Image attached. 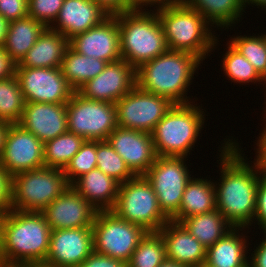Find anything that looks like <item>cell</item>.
Segmentation results:
<instances>
[{
	"instance_id": "6da1fadb",
	"label": "cell",
	"mask_w": 266,
	"mask_h": 267,
	"mask_svg": "<svg viewBox=\"0 0 266 267\" xmlns=\"http://www.w3.org/2000/svg\"><path fill=\"white\" fill-rule=\"evenodd\" d=\"M236 147V143L234 145L233 142L228 143V141L223 146L222 182L220 187L215 186L216 209L232 225L233 229L243 228L254 219L257 186L261 174L265 173L258 159L254 163L255 170L245 163ZM257 171L261 172L259 177Z\"/></svg>"
},
{
	"instance_id": "7a4b0ae2",
	"label": "cell",
	"mask_w": 266,
	"mask_h": 267,
	"mask_svg": "<svg viewBox=\"0 0 266 267\" xmlns=\"http://www.w3.org/2000/svg\"><path fill=\"white\" fill-rule=\"evenodd\" d=\"M51 229L42 212L11 210L4 215L0 266L44 263Z\"/></svg>"
},
{
	"instance_id": "3957f363",
	"label": "cell",
	"mask_w": 266,
	"mask_h": 267,
	"mask_svg": "<svg viewBox=\"0 0 266 267\" xmlns=\"http://www.w3.org/2000/svg\"><path fill=\"white\" fill-rule=\"evenodd\" d=\"M200 61L191 53L167 50L136 69V85L173 104H188L183 96Z\"/></svg>"
},
{
	"instance_id": "277c9868",
	"label": "cell",
	"mask_w": 266,
	"mask_h": 267,
	"mask_svg": "<svg viewBox=\"0 0 266 267\" xmlns=\"http://www.w3.org/2000/svg\"><path fill=\"white\" fill-rule=\"evenodd\" d=\"M121 59L135 70L168 50L157 12L140 9L117 14Z\"/></svg>"
},
{
	"instance_id": "5b68a950",
	"label": "cell",
	"mask_w": 266,
	"mask_h": 267,
	"mask_svg": "<svg viewBox=\"0 0 266 267\" xmlns=\"http://www.w3.org/2000/svg\"><path fill=\"white\" fill-rule=\"evenodd\" d=\"M157 16L168 50L188 52L202 61L216 44L217 39L206 28L209 22L185 2L160 6L157 8Z\"/></svg>"
},
{
	"instance_id": "8992f818",
	"label": "cell",
	"mask_w": 266,
	"mask_h": 267,
	"mask_svg": "<svg viewBox=\"0 0 266 267\" xmlns=\"http://www.w3.org/2000/svg\"><path fill=\"white\" fill-rule=\"evenodd\" d=\"M202 112L188 104H174L151 132L157 156L185 157L203 125Z\"/></svg>"
},
{
	"instance_id": "52a82bcc",
	"label": "cell",
	"mask_w": 266,
	"mask_h": 267,
	"mask_svg": "<svg viewBox=\"0 0 266 267\" xmlns=\"http://www.w3.org/2000/svg\"><path fill=\"white\" fill-rule=\"evenodd\" d=\"M111 211L147 232H158L169 221L161 211L153 187L144 175L119 184L117 200Z\"/></svg>"
},
{
	"instance_id": "ba28073f",
	"label": "cell",
	"mask_w": 266,
	"mask_h": 267,
	"mask_svg": "<svg viewBox=\"0 0 266 267\" xmlns=\"http://www.w3.org/2000/svg\"><path fill=\"white\" fill-rule=\"evenodd\" d=\"M70 186L63 170L42 167L13 176L12 210L41 212Z\"/></svg>"
},
{
	"instance_id": "9c48e42d",
	"label": "cell",
	"mask_w": 266,
	"mask_h": 267,
	"mask_svg": "<svg viewBox=\"0 0 266 267\" xmlns=\"http://www.w3.org/2000/svg\"><path fill=\"white\" fill-rule=\"evenodd\" d=\"M94 251L125 262L145 236L141 226L119 218L113 211H97L93 225Z\"/></svg>"
},
{
	"instance_id": "30bf717a",
	"label": "cell",
	"mask_w": 266,
	"mask_h": 267,
	"mask_svg": "<svg viewBox=\"0 0 266 267\" xmlns=\"http://www.w3.org/2000/svg\"><path fill=\"white\" fill-rule=\"evenodd\" d=\"M68 132L85 140H107L118 127L115 103L90 100L75 91L66 103Z\"/></svg>"
},
{
	"instance_id": "8fae6325",
	"label": "cell",
	"mask_w": 266,
	"mask_h": 267,
	"mask_svg": "<svg viewBox=\"0 0 266 267\" xmlns=\"http://www.w3.org/2000/svg\"><path fill=\"white\" fill-rule=\"evenodd\" d=\"M183 160L184 157L157 156L144 174L153 187L161 211L169 220L179 212L185 187L191 179Z\"/></svg>"
},
{
	"instance_id": "7c38bea8",
	"label": "cell",
	"mask_w": 266,
	"mask_h": 267,
	"mask_svg": "<svg viewBox=\"0 0 266 267\" xmlns=\"http://www.w3.org/2000/svg\"><path fill=\"white\" fill-rule=\"evenodd\" d=\"M115 105L119 127L151 133L174 104L136 85Z\"/></svg>"
},
{
	"instance_id": "4fadbf2b",
	"label": "cell",
	"mask_w": 266,
	"mask_h": 267,
	"mask_svg": "<svg viewBox=\"0 0 266 267\" xmlns=\"http://www.w3.org/2000/svg\"><path fill=\"white\" fill-rule=\"evenodd\" d=\"M15 75L26 102L67 103L75 92L60 68H21L17 64Z\"/></svg>"
},
{
	"instance_id": "5bb4252c",
	"label": "cell",
	"mask_w": 266,
	"mask_h": 267,
	"mask_svg": "<svg viewBox=\"0 0 266 267\" xmlns=\"http://www.w3.org/2000/svg\"><path fill=\"white\" fill-rule=\"evenodd\" d=\"M0 165L13 177L44 167V143L18 123L10 124Z\"/></svg>"
},
{
	"instance_id": "9a60e30c",
	"label": "cell",
	"mask_w": 266,
	"mask_h": 267,
	"mask_svg": "<svg viewBox=\"0 0 266 267\" xmlns=\"http://www.w3.org/2000/svg\"><path fill=\"white\" fill-rule=\"evenodd\" d=\"M136 86V70L124 59L108 63L95 78L87 81L77 92L83 97L116 103Z\"/></svg>"
},
{
	"instance_id": "2e32d148",
	"label": "cell",
	"mask_w": 266,
	"mask_h": 267,
	"mask_svg": "<svg viewBox=\"0 0 266 267\" xmlns=\"http://www.w3.org/2000/svg\"><path fill=\"white\" fill-rule=\"evenodd\" d=\"M94 251L92 227L53 230L45 264L77 267Z\"/></svg>"
},
{
	"instance_id": "e0dca14e",
	"label": "cell",
	"mask_w": 266,
	"mask_h": 267,
	"mask_svg": "<svg viewBox=\"0 0 266 267\" xmlns=\"http://www.w3.org/2000/svg\"><path fill=\"white\" fill-rule=\"evenodd\" d=\"M69 46L77 53L108 63L121 59L117 14L110 15L101 24L78 33L69 39Z\"/></svg>"
},
{
	"instance_id": "ac0fdd59",
	"label": "cell",
	"mask_w": 266,
	"mask_h": 267,
	"mask_svg": "<svg viewBox=\"0 0 266 267\" xmlns=\"http://www.w3.org/2000/svg\"><path fill=\"white\" fill-rule=\"evenodd\" d=\"M107 141L136 175H144L157 158L151 133L115 128Z\"/></svg>"
},
{
	"instance_id": "d6986e66",
	"label": "cell",
	"mask_w": 266,
	"mask_h": 267,
	"mask_svg": "<svg viewBox=\"0 0 266 267\" xmlns=\"http://www.w3.org/2000/svg\"><path fill=\"white\" fill-rule=\"evenodd\" d=\"M41 212L53 231L92 227L97 210L70 185Z\"/></svg>"
},
{
	"instance_id": "ffe728a7",
	"label": "cell",
	"mask_w": 266,
	"mask_h": 267,
	"mask_svg": "<svg viewBox=\"0 0 266 267\" xmlns=\"http://www.w3.org/2000/svg\"><path fill=\"white\" fill-rule=\"evenodd\" d=\"M18 124L45 143L68 132L66 103L26 102Z\"/></svg>"
},
{
	"instance_id": "44dd1931",
	"label": "cell",
	"mask_w": 266,
	"mask_h": 267,
	"mask_svg": "<svg viewBox=\"0 0 266 267\" xmlns=\"http://www.w3.org/2000/svg\"><path fill=\"white\" fill-rule=\"evenodd\" d=\"M109 16L110 14L92 0H64L55 19L58 25L55 28L50 25L49 28L70 39L101 24Z\"/></svg>"
},
{
	"instance_id": "7402d4cb",
	"label": "cell",
	"mask_w": 266,
	"mask_h": 267,
	"mask_svg": "<svg viewBox=\"0 0 266 267\" xmlns=\"http://www.w3.org/2000/svg\"><path fill=\"white\" fill-rule=\"evenodd\" d=\"M166 245L167 260L187 267L205 263L206 247L179 222L169 220L159 231Z\"/></svg>"
},
{
	"instance_id": "603a6c76",
	"label": "cell",
	"mask_w": 266,
	"mask_h": 267,
	"mask_svg": "<svg viewBox=\"0 0 266 267\" xmlns=\"http://www.w3.org/2000/svg\"><path fill=\"white\" fill-rule=\"evenodd\" d=\"M79 180V181H77ZM74 181L71 186L97 211L112 210L115 206L119 182L95 168ZM100 204V205H99Z\"/></svg>"
},
{
	"instance_id": "cb8c5ba5",
	"label": "cell",
	"mask_w": 266,
	"mask_h": 267,
	"mask_svg": "<svg viewBox=\"0 0 266 267\" xmlns=\"http://www.w3.org/2000/svg\"><path fill=\"white\" fill-rule=\"evenodd\" d=\"M68 47L69 39L46 27L18 65L21 68H60Z\"/></svg>"
},
{
	"instance_id": "d4e9b609",
	"label": "cell",
	"mask_w": 266,
	"mask_h": 267,
	"mask_svg": "<svg viewBox=\"0 0 266 267\" xmlns=\"http://www.w3.org/2000/svg\"><path fill=\"white\" fill-rule=\"evenodd\" d=\"M46 26L31 17L9 22L4 50L17 65L34 46Z\"/></svg>"
},
{
	"instance_id": "484cf974",
	"label": "cell",
	"mask_w": 266,
	"mask_h": 267,
	"mask_svg": "<svg viewBox=\"0 0 266 267\" xmlns=\"http://www.w3.org/2000/svg\"><path fill=\"white\" fill-rule=\"evenodd\" d=\"M216 209L214 183L206 179H190L185 187L179 212L171 219L181 222L184 218L207 213Z\"/></svg>"
},
{
	"instance_id": "4316f807",
	"label": "cell",
	"mask_w": 266,
	"mask_h": 267,
	"mask_svg": "<svg viewBox=\"0 0 266 267\" xmlns=\"http://www.w3.org/2000/svg\"><path fill=\"white\" fill-rule=\"evenodd\" d=\"M236 229H230L214 245L206 248L205 265L208 267H248L245 256V239L236 234ZM245 249V250H244Z\"/></svg>"
},
{
	"instance_id": "83f0119b",
	"label": "cell",
	"mask_w": 266,
	"mask_h": 267,
	"mask_svg": "<svg viewBox=\"0 0 266 267\" xmlns=\"http://www.w3.org/2000/svg\"><path fill=\"white\" fill-rule=\"evenodd\" d=\"M107 64L106 61L81 55L69 46L60 69L70 86L77 91L87 81L98 76Z\"/></svg>"
},
{
	"instance_id": "f1b7e54d",
	"label": "cell",
	"mask_w": 266,
	"mask_h": 267,
	"mask_svg": "<svg viewBox=\"0 0 266 267\" xmlns=\"http://www.w3.org/2000/svg\"><path fill=\"white\" fill-rule=\"evenodd\" d=\"M180 223L206 248L214 245L233 228L217 209L184 218Z\"/></svg>"
},
{
	"instance_id": "f546056e",
	"label": "cell",
	"mask_w": 266,
	"mask_h": 267,
	"mask_svg": "<svg viewBox=\"0 0 266 267\" xmlns=\"http://www.w3.org/2000/svg\"><path fill=\"white\" fill-rule=\"evenodd\" d=\"M185 3L208 19V22L220 27L235 23L244 9L242 0H185Z\"/></svg>"
},
{
	"instance_id": "4dcf8cb0",
	"label": "cell",
	"mask_w": 266,
	"mask_h": 267,
	"mask_svg": "<svg viewBox=\"0 0 266 267\" xmlns=\"http://www.w3.org/2000/svg\"><path fill=\"white\" fill-rule=\"evenodd\" d=\"M86 140L79 135L65 132L44 143V167L64 170Z\"/></svg>"
},
{
	"instance_id": "1f68e13d",
	"label": "cell",
	"mask_w": 266,
	"mask_h": 267,
	"mask_svg": "<svg viewBox=\"0 0 266 267\" xmlns=\"http://www.w3.org/2000/svg\"><path fill=\"white\" fill-rule=\"evenodd\" d=\"M167 260L164 238L159 232H147L139 241L127 267H159Z\"/></svg>"
},
{
	"instance_id": "d6a6232c",
	"label": "cell",
	"mask_w": 266,
	"mask_h": 267,
	"mask_svg": "<svg viewBox=\"0 0 266 267\" xmlns=\"http://www.w3.org/2000/svg\"><path fill=\"white\" fill-rule=\"evenodd\" d=\"M25 104L16 75L0 80V120L11 124L18 123Z\"/></svg>"
},
{
	"instance_id": "836d02e7",
	"label": "cell",
	"mask_w": 266,
	"mask_h": 267,
	"mask_svg": "<svg viewBox=\"0 0 266 267\" xmlns=\"http://www.w3.org/2000/svg\"><path fill=\"white\" fill-rule=\"evenodd\" d=\"M96 160V168L119 183H124L136 176L107 140L96 141Z\"/></svg>"
},
{
	"instance_id": "e575fe53",
	"label": "cell",
	"mask_w": 266,
	"mask_h": 267,
	"mask_svg": "<svg viewBox=\"0 0 266 267\" xmlns=\"http://www.w3.org/2000/svg\"><path fill=\"white\" fill-rule=\"evenodd\" d=\"M223 59V68L226 71V75L233 81L239 83H248L261 81V75L246 60V58L240 54L231 44L228 46V51Z\"/></svg>"
},
{
	"instance_id": "d590c367",
	"label": "cell",
	"mask_w": 266,
	"mask_h": 267,
	"mask_svg": "<svg viewBox=\"0 0 266 267\" xmlns=\"http://www.w3.org/2000/svg\"><path fill=\"white\" fill-rule=\"evenodd\" d=\"M231 45L262 75L266 70V35L235 37Z\"/></svg>"
},
{
	"instance_id": "8d00e7d4",
	"label": "cell",
	"mask_w": 266,
	"mask_h": 267,
	"mask_svg": "<svg viewBox=\"0 0 266 267\" xmlns=\"http://www.w3.org/2000/svg\"><path fill=\"white\" fill-rule=\"evenodd\" d=\"M97 166L96 160V141L86 140L79 151L70 160L63 170V173L71 185L75 177H81Z\"/></svg>"
},
{
	"instance_id": "74e56055",
	"label": "cell",
	"mask_w": 266,
	"mask_h": 267,
	"mask_svg": "<svg viewBox=\"0 0 266 267\" xmlns=\"http://www.w3.org/2000/svg\"><path fill=\"white\" fill-rule=\"evenodd\" d=\"M64 0H28V17L34 18L46 27L55 21Z\"/></svg>"
},
{
	"instance_id": "f35d334b",
	"label": "cell",
	"mask_w": 266,
	"mask_h": 267,
	"mask_svg": "<svg viewBox=\"0 0 266 267\" xmlns=\"http://www.w3.org/2000/svg\"><path fill=\"white\" fill-rule=\"evenodd\" d=\"M0 15L8 22L28 17V0H0Z\"/></svg>"
},
{
	"instance_id": "ab89813d",
	"label": "cell",
	"mask_w": 266,
	"mask_h": 267,
	"mask_svg": "<svg viewBox=\"0 0 266 267\" xmlns=\"http://www.w3.org/2000/svg\"><path fill=\"white\" fill-rule=\"evenodd\" d=\"M13 177L0 165V213L7 214L12 210Z\"/></svg>"
},
{
	"instance_id": "60d3db41",
	"label": "cell",
	"mask_w": 266,
	"mask_h": 267,
	"mask_svg": "<svg viewBox=\"0 0 266 267\" xmlns=\"http://www.w3.org/2000/svg\"><path fill=\"white\" fill-rule=\"evenodd\" d=\"M255 217L254 219H257L264 229L266 227V173L262 174L257 186Z\"/></svg>"
},
{
	"instance_id": "b9f144b4",
	"label": "cell",
	"mask_w": 266,
	"mask_h": 267,
	"mask_svg": "<svg viewBox=\"0 0 266 267\" xmlns=\"http://www.w3.org/2000/svg\"><path fill=\"white\" fill-rule=\"evenodd\" d=\"M77 267H127V264L116 258L96 253L93 251L79 266Z\"/></svg>"
},
{
	"instance_id": "7bdbcfd3",
	"label": "cell",
	"mask_w": 266,
	"mask_h": 267,
	"mask_svg": "<svg viewBox=\"0 0 266 267\" xmlns=\"http://www.w3.org/2000/svg\"><path fill=\"white\" fill-rule=\"evenodd\" d=\"M92 1L98 3L110 15L136 10V5L134 3V0H92Z\"/></svg>"
},
{
	"instance_id": "ee69618b",
	"label": "cell",
	"mask_w": 266,
	"mask_h": 267,
	"mask_svg": "<svg viewBox=\"0 0 266 267\" xmlns=\"http://www.w3.org/2000/svg\"><path fill=\"white\" fill-rule=\"evenodd\" d=\"M16 64L11 60L3 47H0V80L15 75Z\"/></svg>"
},
{
	"instance_id": "f6af8a7d",
	"label": "cell",
	"mask_w": 266,
	"mask_h": 267,
	"mask_svg": "<svg viewBox=\"0 0 266 267\" xmlns=\"http://www.w3.org/2000/svg\"><path fill=\"white\" fill-rule=\"evenodd\" d=\"M253 252L255 253L252 256V261L248 262V267H266V239Z\"/></svg>"
},
{
	"instance_id": "bcb514c9",
	"label": "cell",
	"mask_w": 266,
	"mask_h": 267,
	"mask_svg": "<svg viewBox=\"0 0 266 267\" xmlns=\"http://www.w3.org/2000/svg\"><path fill=\"white\" fill-rule=\"evenodd\" d=\"M261 134L262 135L259 137L260 139L258 140L259 143H257V145L259 144V148L257 149V153H259L257 159L261 163L262 169L266 173V128Z\"/></svg>"
},
{
	"instance_id": "7dc6e473",
	"label": "cell",
	"mask_w": 266,
	"mask_h": 267,
	"mask_svg": "<svg viewBox=\"0 0 266 267\" xmlns=\"http://www.w3.org/2000/svg\"><path fill=\"white\" fill-rule=\"evenodd\" d=\"M185 0H134V3L136 5V9H141V5H147V4H156L159 3V7L161 6H168L171 4H179L183 3ZM161 4V5H160Z\"/></svg>"
},
{
	"instance_id": "c3c4849f",
	"label": "cell",
	"mask_w": 266,
	"mask_h": 267,
	"mask_svg": "<svg viewBox=\"0 0 266 267\" xmlns=\"http://www.w3.org/2000/svg\"><path fill=\"white\" fill-rule=\"evenodd\" d=\"M11 123L5 122L0 120V157L2 155L3 149H4V144H5V136L8 131V128Z\"/></svg>"
},
{
	"instance_id": "681fc988",
	"label": "cell",
	"mask_w": 266,
	"mask_h": 267,
	"mask_svg": "<svg viewBox=\"0 0 266 267\" xmlns=\"http://www.w3.org/2000/svg\"><path fill=\"white\" fill-rule=\"evenodd\" d=\"M9 22L0 15V47L4 46Z\"/></svg>"
},
{
	"instance_id": "f907efd6",
	"label": "cell",
	"mask_w": 266,
	"mask_h": 267,
	"mask_svg": "<svg viewBox=\"0 0 266 267\" xmlns=\"http://www.w3.org/2000/svg\"><path fill=\"white\" fill-rule=\"evenodd\" d=\"M243 1V5H246V2L249 4H256L257 6H261L262 8H266V0H242Z\"/></svg>"
},
{
	"instance_id": "816d5d0a",
	"label": "cell",
	"mask_w": 266,
	"mask_h": 267,
	"mask_svg": "<svg viewBox=\"0 0 266 267\" xmlns=\"http://www.w3.org/2000/svg\"><path fill=\"white\" fill-rule=\"evenodd\" d=\"M159 267H187L183 264H179L177 262H172L170 260H166Z\"/></svg>"
},
{
	"instance_id": "f5cc1de1",
	"label": "cell",
	"mask_w": 266,
	"mask_h": 267,
	"mask_svg": "<svg viewBox=\"0 0 266 267\" xmlns=\"http://www.w3.org/2000/svg\"><path fill=\"white\" fill-rule=\"evenodd\" d=\"M3 223H4V214L0 213V256H1V249H2Z\"/></svg>"
},
{
	"instance_id": "db71d44e",
	"label": "cell",
	"mask_w": 266,
	"mask_h": 267,
	"mask_svg": "<svg viewBox=\"0 0 266 267\" xmlns=\"http://www.w3.org/2000/svg\"><path fill=\"white\" fill-rule=\"evenodd\" d=\"M19 267H54V266H50L45 263H31V264H24Z\"/></svg>"
},
{
	"instance_id": "11a10c76",
	"label": "cell",
	"mask_w": 266,
	"mask_h": 267,
	"mask_svg": "<svg viewBox=\"0 0 266 267\" xmlns=\"http://www.w3.org/2000/svg\"><path fill=\"white\" fill-rule=\"evenodd\" d=\"M264 80V82L266 81V70L263 72V74L261 75V81Z\"/></svg>"
},
{
	"instance_id": "9f6ffc18",
	"label": "cell",
	"mask_w": 266,
	"mask_h": 267,
	"mask_svg": "<svg viewBox=\"0 0 266 267\" xmlns=\"http://www.w3.org/2000/svg\"><path fill=\"white\" fill-rule=\"evenodd\" d=\"M198 267H208L207 265L203 264V265H200Z\"/></svg>"
}]
</instances>
